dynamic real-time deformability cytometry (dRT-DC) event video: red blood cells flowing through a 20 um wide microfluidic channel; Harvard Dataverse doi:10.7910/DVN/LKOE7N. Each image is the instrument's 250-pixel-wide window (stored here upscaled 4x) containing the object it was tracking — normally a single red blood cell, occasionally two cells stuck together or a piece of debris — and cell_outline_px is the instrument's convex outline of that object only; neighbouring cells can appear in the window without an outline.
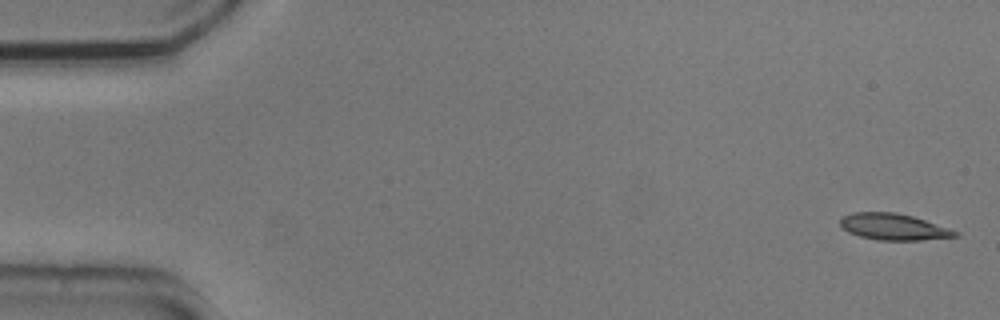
{"species": "common noctule bat (a hibernating species)", "species_latin": "Nyctalus noctula", "temperature_condition": "cold", "stored_images_in_passage": 9, "camera_frame_rate_fps": 3000, "um_per_image_px": 0.085, "animal": {"sex": "male", "body_mass_g": 20.5, "forearm_length_mm": 52.5}, "frame": {"image": 1, "passage_image": 1, "time_ms": 0.0, "image_size_px": [1000, 320], "cell_outline_px": [[960, 236], [920, 240], [876, 240], [860, 236], [848, 232], [840, 224], [840, 220], [844, 216], [852, 212], [896, 212], [912, 216], [960, 232]], "centroid_in_image_um": [75.95, 19.28], "position_along_channel_um": 9.0, "area_um2": 17.57}}